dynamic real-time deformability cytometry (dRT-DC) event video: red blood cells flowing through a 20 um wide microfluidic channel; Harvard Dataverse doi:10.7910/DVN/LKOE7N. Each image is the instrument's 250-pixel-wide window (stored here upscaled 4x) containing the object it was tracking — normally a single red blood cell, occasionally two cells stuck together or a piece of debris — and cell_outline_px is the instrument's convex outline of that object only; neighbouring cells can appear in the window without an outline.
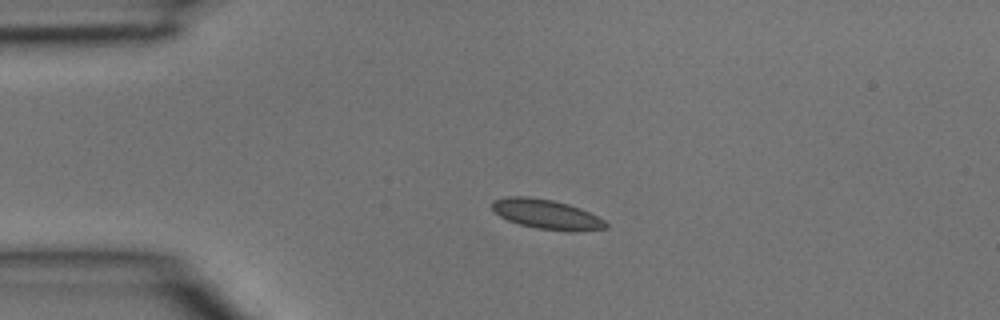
{"species": "common noctule bat (a hibernating species)", "species_latin": "Nyctalus noctula", "temperature_condition": "room temperature", "stored_images_in_passage": 4, "camera_frame_rate_fps": 3000, "um_per_image_px": 0.085, "animal": {"sex": "male", "body_mass_g": 15.6}, "frame": {"image": 1, "passage_image": 3, "time_ms": 0.667, "image_size_px": [1000, 320], "cell_outline_px": [[608, 228], [572, 232], [568, 232], [536, 228], [520, 224], [508, 220], [500, 216], [492, 208], [492, 200], [508, 196], [524, 196], [552, 200], [568, 204], [580, 208], [604, 220], [608, 224]], "centroid_in_image_um": [46.46, 18.22], "position_along_channel_um": 38.5, "area_um2": 19.59}}